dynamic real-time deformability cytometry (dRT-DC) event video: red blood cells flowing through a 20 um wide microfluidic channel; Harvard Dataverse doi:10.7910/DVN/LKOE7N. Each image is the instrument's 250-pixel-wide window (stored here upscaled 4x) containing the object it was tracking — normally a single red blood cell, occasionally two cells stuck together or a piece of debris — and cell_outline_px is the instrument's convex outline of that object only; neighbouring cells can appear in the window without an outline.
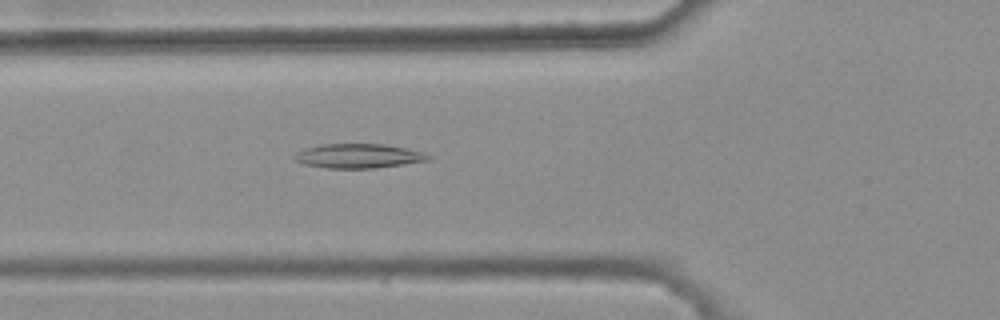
{"species": "common noctule bat (a hibernating species)", "species_latin": "Nyctalus noctula", "temperature_condition": "warm", "stored_images_in_passage": 5, "camera_frame_rate_fps": 3000, "um_per_image_px": 0.085, "animal": {"sex": "female", "body_mass_g": 25.1}, "frame": {"image": 1, "passage_image": 5, "time_ms": 1.333, "image_size_px": [1000, 320], "cell_outline_px": [[432, 160], [404, 164], [372, 168], [328, 168], [304, 164], [296, 160], [292, 156], [296, 152], [304, 148], [320, 144], [384, 144], [408, 148], [424, 152], [432, 156]], "centroid_in_image_um": [30.5, 13.25], "position_along_channel_um": 95.3, "area_um2": 19.13}}